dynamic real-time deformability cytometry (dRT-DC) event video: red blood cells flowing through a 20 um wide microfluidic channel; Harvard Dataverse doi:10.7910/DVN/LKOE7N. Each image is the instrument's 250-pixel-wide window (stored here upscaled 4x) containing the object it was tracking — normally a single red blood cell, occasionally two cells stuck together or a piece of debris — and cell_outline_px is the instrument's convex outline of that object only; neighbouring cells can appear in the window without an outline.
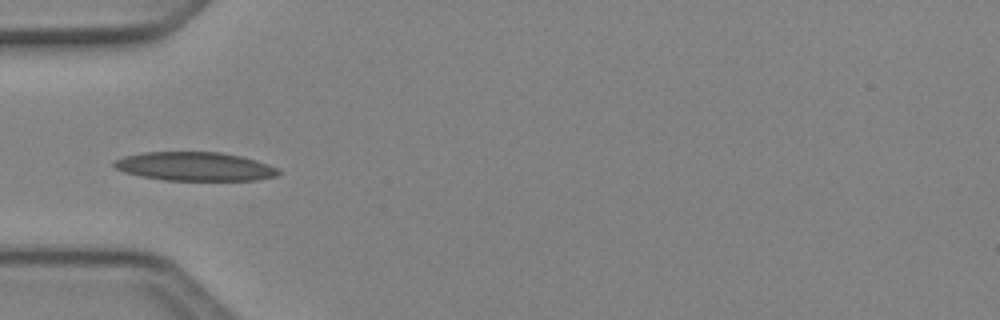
{"species": "Egyptian fruit bat (a non-hibernating species)", "species_latin": "Rousettus aegyptiacus", "temperature_condition": "cold", "stored_images_in_passage": 4, "camera_frame_rate_fps": 3000, "um_per_image_px": 0.085, "animal": {"sex": "female"}, "frame": {"image": 1, "passage_image": 4, "time_ms": 1.0, "image_size_px": [1000, 320], "cell_outline_px": [[280, 172], [276, 176], [256, 180], [164, 180], [124, 172], [116, 168], [112, 164], [116, 160], [124, 156], [144, 152], [220, 152], [240, 156], [256, 160], [280, 168]], "centroid_in_image_um": [16.59, 14.14], "position_along_channel_um": 68.4, "area_um2": 27.4}}